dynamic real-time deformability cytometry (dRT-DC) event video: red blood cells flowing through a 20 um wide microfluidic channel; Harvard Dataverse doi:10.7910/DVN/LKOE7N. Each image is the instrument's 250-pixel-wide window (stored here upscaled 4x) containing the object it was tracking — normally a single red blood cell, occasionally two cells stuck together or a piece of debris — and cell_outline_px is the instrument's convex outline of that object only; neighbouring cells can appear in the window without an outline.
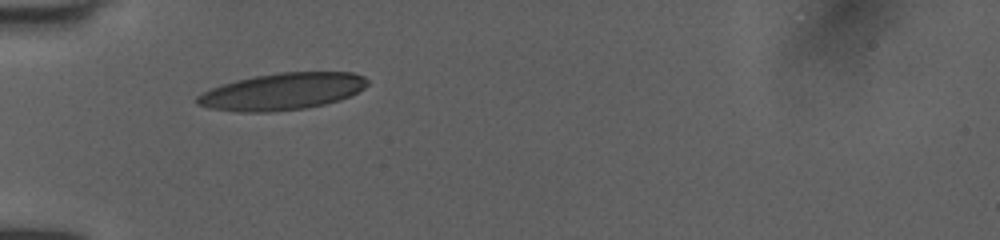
{"species": "human", "species_latin": "Homo sapiens", "temperature_condition": "room temperature", "stored_images_in_passage": 29, "camera_frame_rate_fps": 3000, "um_per_image_px": 0.085, "donor": {"sex": "female"}, "frame": {"image": 1, "passage_image": 1, "time_ms": 0.0, "image_size_px": [1000, 240], "cell_outline_px": [[368, 84], [364, 88], [340, 100], [324, 104], [304, 108], [268, 112], [240, 112], [208, 108], [196, 104], [196, 96], [212, 88], [236, 80], [256, 76], [280, 72], [352, 72], [364, 76], [368, 80]], "centroid_in_image_um": [23.99, 7.78], "position_along_channel_um": 61.0, "area_um2": 36.36}}
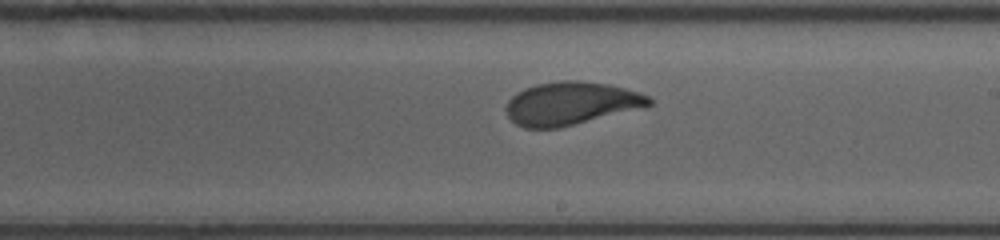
{"frame": {"image": 2, "passage_image": 15, "time_ms": 4.667, "image_size_px": [1000, 240], "cell_outline_px": [[652, 104], [560, 128], [524, 128], [516, 124], [508, 116], [504, 108], [508, 100], [516, 92], [524, 88], [536, 84], [560, 80], [580, 80], [608, 84], [624, 88], [648, 96], [652, 100]], "centroid_in_image_um": [48.44, 8.78], "position_along_channel_um": 240.6, "area_um2": 35.55}}
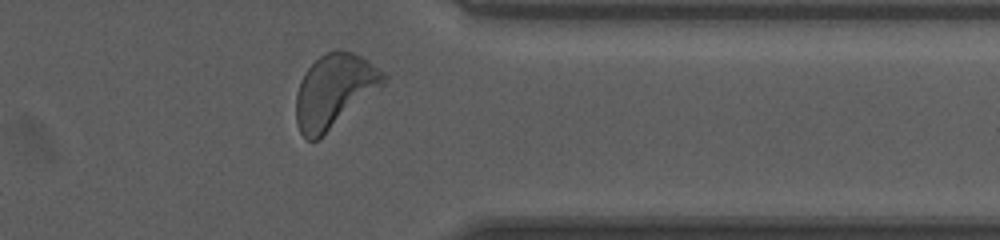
{"frame": {"image": 3, "passage_image": 26, "time_ms": 8.333, "image_size_px": [1000, 240], "cell_outline_px": [[388, 76], [384, 84], [316, 140], [308, 140], [300, 132], [296, 120], [296, 96], [300, 80], [304, 72], [320, 56], [328, 52], [340, 48], [352, 52], [368, 60], [384, 72]], "centroid_in_image_um": [28.4, 7.68], "position_along_channel_um": 383.0, "area_um2": 36.76}, "authors_computed_cell_mechanics": {"area_um2": 36.0094, "velocity_mm_per_s": 4.0175, "shape_relaxation_time_tau1_ms": 3.983, "shape_relaxation_time_tau2_ms": 0.905, "deformation_change_tau1": 0.1696, "deformation_change_tau2": 0.0775}}